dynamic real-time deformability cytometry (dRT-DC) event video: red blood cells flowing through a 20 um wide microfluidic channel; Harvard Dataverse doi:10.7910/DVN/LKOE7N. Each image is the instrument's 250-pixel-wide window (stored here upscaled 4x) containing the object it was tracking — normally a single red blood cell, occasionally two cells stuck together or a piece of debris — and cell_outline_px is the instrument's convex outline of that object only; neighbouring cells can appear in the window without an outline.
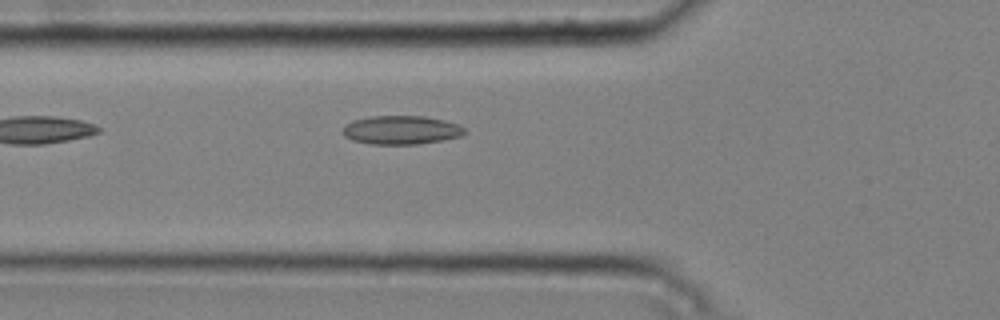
{"species": "common noctule bat (a hibernating species)", "species_latin": "Nyctalus noctula", "temperature_condition": "cold", "stored_images_in_passage": 6, "camera_frame_rate_fps": 3000, "um_per_image_px": 0.085, "animal": {"sex": "male", "body_mass_g": 20.4}, "frame": {"image": 1, "passage_image": 6, "time_ms": 1.667, "image_size_px": [1000, 320], "cell_outline_px": [[468, 132], [460, 136], [444, 140], [420, 144], [372, 144], [352, 140], [344, 136], [344, 124], [352, 120], [372, 116], [424, 116], [444, 120], [456, 124], [464, 128]], "centroid_in_image_um": [34.11, 11.05], "position_along_channel_um": 91.7, "area_um2": 20.4}}